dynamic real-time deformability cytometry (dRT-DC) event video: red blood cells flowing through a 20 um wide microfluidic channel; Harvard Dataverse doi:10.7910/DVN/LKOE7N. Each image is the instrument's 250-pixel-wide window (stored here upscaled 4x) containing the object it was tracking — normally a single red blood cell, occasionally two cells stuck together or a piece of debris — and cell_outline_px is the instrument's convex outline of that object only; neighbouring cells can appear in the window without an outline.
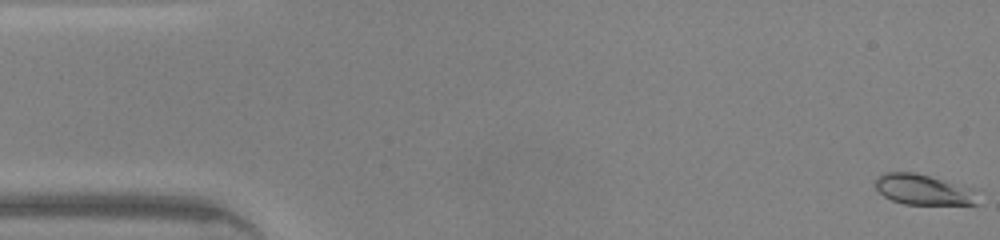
{"species": "common noctule bat (a hibernating species)", "species_latin": "Nyctalus noctula", "temperature_condition": "warm", "stored_images_in_passage": 46, "camera_frame_rate_fps": 3000, "um_per_image_px": 0.085, "animal": {"sex": "male", "body_mass_g": 20.0, "forearm_length_mm": 53.3}, "frame": {"image": 1, "passage_image": 1, "time_ms": 0.0, "image_size_px": [1000, 240], "cell_outline_px": [[980, 204], [904, 204], [892, 200], [884, 196], [872, 184], [876, 176], [884, 172], [912, 172], [928, 176], [972, 188]], "centroid_in_image_um": [78.41, 16.11], "position_along_channel_um": 6.6, "area_um2": 18.09}}
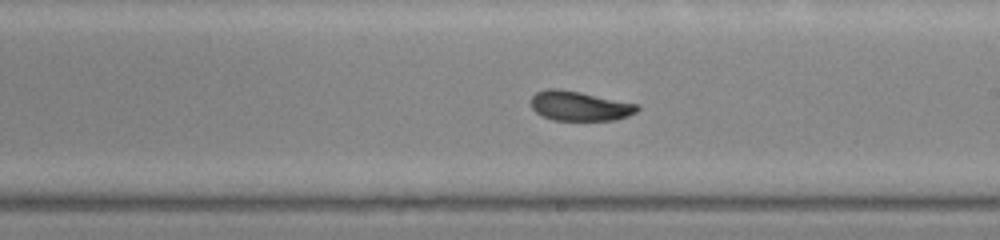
{"frame": {"image": 2, "passage_image": 26, "time_ms": 8.333, "image_size_px": [1000, 240], "cell_outline_px": [[640, 108], [636, 112], [628, 116], [612, 120], [552, 120], [536, 112], [532, 108], [532, 96], [536, 92], [548, 88], [560, 88], [640, 104]], "centroid_in_image_um": [49.29, 9.0], "position_along_channel_um": 239.7, "area_um2": 18.38}}
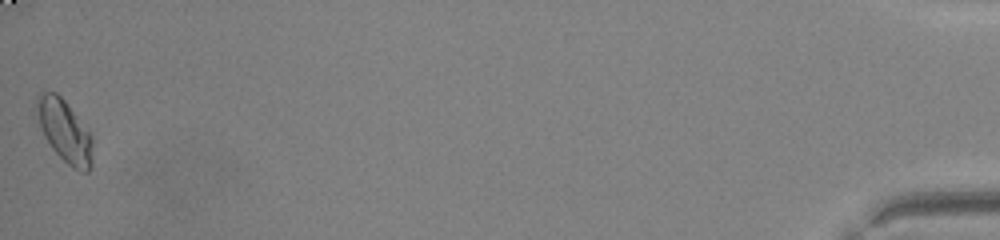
{"frame": {"image": 3, "passage_image": 46, "time_ms": 15.0, "image_size_px": [1000, 240], "cell_outline_px": [[92, 168], [88, 172], [80, 172], [72, 168], [52, 148], [44, 136], [36, 116], [36, 96], [40, 92], [56, 92], [64, 100], [92, 136]], "centroid_in_image_um": [5.48, 11.15], "position_along_channel_um": 429.7, "area_um2": 20.23}, "authors_computed_cell_mechanics": {"area_um2": 18.2937, "velocity_mm_per_s": 4.3956, "shape_relaxation_time_tau1_ms": 3.5877, "shape_relaxation_time_tau2_ms": 0.9949, "deformation_change_tau1": 0.1364, "deformation_change_tau2": 0.042}}